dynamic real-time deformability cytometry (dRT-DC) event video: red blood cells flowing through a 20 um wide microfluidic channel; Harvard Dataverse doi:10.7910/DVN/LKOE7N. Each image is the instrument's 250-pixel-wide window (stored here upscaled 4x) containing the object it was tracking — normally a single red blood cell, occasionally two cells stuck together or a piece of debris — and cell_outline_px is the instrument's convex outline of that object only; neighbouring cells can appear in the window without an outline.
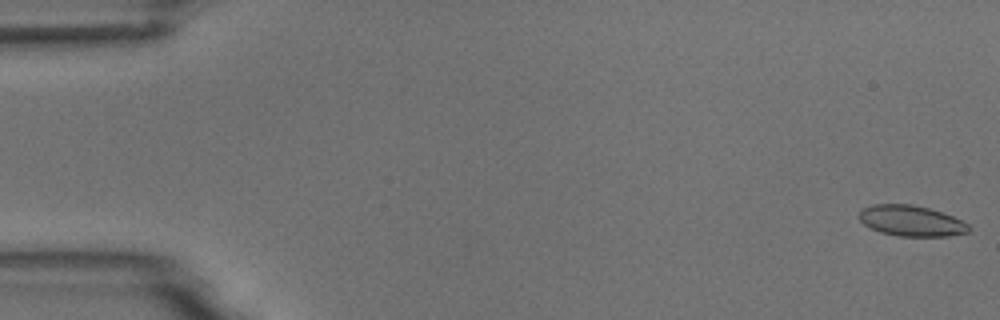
{"species": "common noctule bat (a hibernating species)", "species_latin": "Nyctalus noctula", "temperature_condition": "room temperature", "stored_images_in_passage": 8, "camera_frame_rate_fps": 3000, "um_per_image_px": 0.085, "animal": {"sex": "male", "body_mass_g": 18.8}, "frame": {"image": 1, "passage_image": 1, "time_ms": 0.0, "image_size_px": [1000, 320], "cell_outline_px": [[972, 228], [968, 232], [948, 236], [900, 236], [880, 232], [864, 224], [860, 220], [860, 212], [864, 208], [872, 204], [912, 204], [928, 208], [952, 216], [968, 224]], "centroid_in_image_um": [77.47, 18.77], "position_along_channel_um": 7.5, "area_um2": 19.42}}
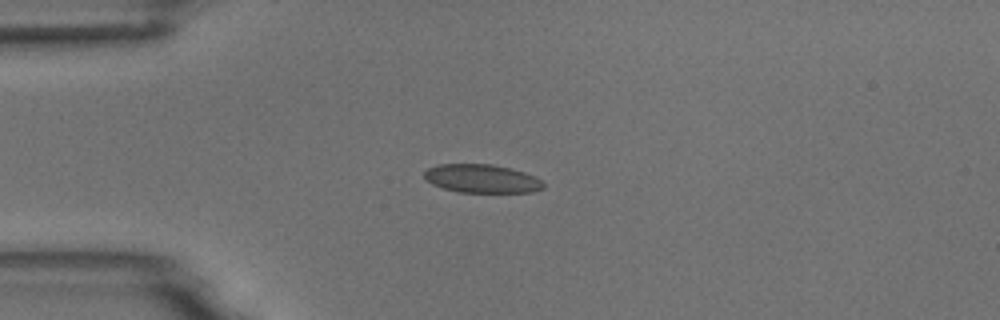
{"frame": {"image": 2, "passage_image": 5, "time_ms": 4.333, "image_size_px": [1000, 320], "cell_outline_px": [[544, 188], [532, 192], [456, 192], [432, 184], [424, 176], [424, 172], [428, 168], [440, 164], [492, 164], [524, 172], [536, 176], [544, 184]], "centroid_in_image_um": [40.97, 15.18], "position_along_channel_um": 44.0, "area_um2": 19.65}}